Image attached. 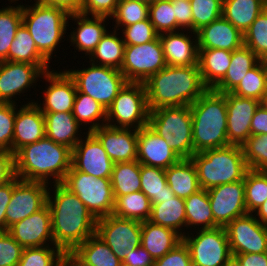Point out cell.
I'll use <instances>...</instances> for the list:
<instances>
[{"instance_id": "cell-57", "label": "cell", "mask_w": 267, "mask_h": 266, "mask_svg": "<svg viewBox=\"0 0 267 266\" xmlns=\"http://www.w3.org/2000/svg\"><path fill=\"white\" fill-rule=\"evenodd\" d=\"M173 7L176 18V32L187 29L193 32V16L189 1H173Z\"/></svg>"}, {"instance_id": "cell-19", "label": "cell", "mask_w": 267, "mask_h": 266, "mask_svg": "<svg viewBox=\"0 0 267 266\" xmlns=\"http://www.w3.org/2000/svg\"><path fill=\"white\" fill-rule=\"evenodd\" d=\"M43 79L48 82L46 90H43V103L36 105L40 108L42 113L53 112H72L77 87L74 79L64 71H46L42 74Z\"/></svg>"}, {"instance_id": "cell-6", "label": "cell", "mask_w": 267, "mask_h": 266, "mask_svg": "<svg viewBox=\"0 0 267 266\" xmlns=\"http://www.w3.org/2000/svg\"><path fill=\"white\" fill-rule=\"evenodd\" d=\"M22 4V24L35 41L38 52L50 63L69 27V13L62 8L43 5L36 0ZM57 47V48H56Z\"/></svg>"}, {"instance_id": "cell-51", "label": "cell", "mask_w": 267, "mask_h": 266, "mask_svg": "<svg viewBox=\"0 0 267 266\" xmlns=\"http://www.w3.org/2000/svg\"><path fill=\"white\" fill-rule=\"evenodd\" d=\"M193 32L222 17L223 0H191Z\"/></svg>"}, {"instance_id": "cell-62", "label": "cell", "mask_w": 267, "mask_h": 266, "mask_svg": "<svg viewBox=\"0 0 267 266\" xmlns=\"http://www.w3.org/2000/svg\"><path fill=\"white\" fill-rule=\"evenodd\" d=\"M241 266H267V252L234 255Z\"/></svg>"}, {"instance_id": "cell-3", "label": "cell", "mask_w": 267, "mask_h": 266, "mask_svg": "<svg viewBox=\"0 0 267 266\" xmlns=\"http://www.w3.org/2000/svg\"><path fill=\"white\" fill-rule=\"evenodd\" d=\"M72 150L48 137L27 144L15 153V172L20 180L62 183L71 168ZM52 177V181L51 180ZM50 182V183H49Z\"/></svg>"}, {"instance_id": "cell-22", "label": "cell", "mask_w": 267, "mask_h": 266, "mask_svg": "<svg viewBox=\"0 0 267 266\" xmlns=\"http://www.w3.org/2000/svg\"><path fill=\"white\" fill-rule=\"evenodd\" d=\"M92 133L102 143L114 163L137 160L138 130L116 128L105 124L94 129Z\"/></svg>"}, {"instance_id": "cell-34", "label": "cell", "mask_w": 267, "mask_h": 266, "mask_svg": "<svg viewBox=\"0 0 267 266\" xmlns=\"http://www.w3.org/2000/svg\"><path fill=\"white\" fill-rule=\"evenodd\" d=\"M265 8L264 0H223L222 16L244 35Z\"/></svg>"}, {"instance_id": "cell-71", "label": "cell", "mask_w": 267, "mask_h": 266, "mask_svg": "<svg viewBox=\"0 0 267 266\" xmlns=\"http://www.w3.org/2000/svg\"><path fill=\"white\" fill-rule=\"evenodd\" d=\"M8 1H9L10 3H14V2L16 3V1H18V0H11V1L8 0Z\"/></svg>"}, {"instance_id": "cell-65", "label": "cell", "mask_w": 267, "mask_h": 266, "mask_svg": "<svg viewBox=\"0 0 267 266\" xmlns=\"http://www.w3.org/2000/svg\"><path fill=\"white\" fill-rule=\"evenodd\" d=\"M5 211L6 209H0V232H7Z\"/></svg>"}, {"instance_id": "cell-5", "label": "cell", "mask_w": 267, "mask_h": 266, "mask_svg": "<svg viewBox=\"0 0 267 266\" xmlns=\"http://www.w3.org/2000/svg\"><path fill=\"white\" fill-rule=\"evenodd\" d=\"M191 160L197 169L199 185L205 190L244 180L249 170L240 145L197 152Z\"/></svg>"}, {"instance_id": "cell-15", "label": "cell", "mask_w": 267, "mask_h": 266, "mask_svg": "<svg viewBox=\"0 0 267 266\" xmlns=\"http://www.w3.org/2000/svg\"><path fill=\"white\" fill-rule=\"evenodd\" d=\"M225 230L233 256L267 252V225L260 223L252 213L235 218Z\"/></svg>"}, {"instance_id": "cell-23", "label": "cell", "mask_w": 267, "mask_h": 266, "mask_svg": "<svg viewBox=\"0 0 267 266\" xmlns=\"http://www.w3.org/2000/svg\"><path fill=\"white\" fill-rule=\"evenodd\" d=\"M16 104L13 133V154L27 144L35 143L46 136L45 118L35 101L20 106Z\"/></svg>"}, {"instance_id": "cell-31", "label": "cell", "mask_w": 267, "mask_h": 266, "mask_svg": "<svg viewBox=\"0 0 267 266\" xmlns=\"http://www.w3.org/2000/svg\"><path fill=\"white\" fill-rule=\"evenodd\" d=\"M167 184L175 196L188 198L201 189L197 169L191 158L180 159L165 169Z\"/></svg>"}, {"instance_id": "cell-17", "label": "cell", "mask_w": 267, "mask_h": 266, "mask_svg": "<svg viewBox=\"0 0 267 266\" xmlns=\"http://www.w3.org/2000/svg\"><path fill=\"white\" fill-rule=\"evenodd\" d=\"M215 227H226L232 220L247 214L244 180L207 190Z\"/></svg>"}, {"instance_id": "cell-60", "label": "cell", "mask_w": 267, "mask_h": 266, "mask_svg": "<svg viewBox=\"0 0 267 266\" xmlns=\"http://www.w3.org/2000/svg\"><path fill=\"white\" fill-rule=\"evenodd\" d=\"M251 135L267 134V110L259 104L250 124Z\"/></svg>"}, {"instance_id": "cell-8", "label": "cell", "mask_w": 267, "mask_h": 266, "mask_svg": "<svg viewBox=\"0 0 267 266\" xmlns=\"http://www.w3.org/2000/svg\"><path fill=\"white\" fill-rule=\"evenodd\" d=\"M149 112L144 83L127 82L106 109V124L139 130L148 125Z\"/></svg>"}, {"instance_id": "cell-12", "label": "cell", "mask_w": 267, "mask_h": 266, "mask_svg": "<svg viewBox=\"0 0 267 266\" xmlns=\"http://www.w3.org/2000/svg\"><path fill=\"white\" fill-rule=\"evenodd\" d=\"M166 66L162 43L158 37L141 45H125L120 71L128 82L144 83Z\"/></svg>"}, {"instance_id": "cell-7", "label": "cell", "mask_w": 267, "mask_h": 266, "mask_svg": "<svg viewBox=\"0 0 267 266\" xmlns=\"http://www.w3.org/2000/svg\"><path fill=\"white\" fill-rule=\"evenodd\" d=\"M148 126L164 138L181 159L193 155V128L190 106L161 107L149 112Z\"/></svg>"}, {"instance_id": "cell-54", "label": "cell", "mask_w": 267, "mask_h": 266, "mask_svg": "<svg viewBox=\"0 0 267 266\" xmlns=\"http://www.w3.org/2000/svg\"><path fill=\"white\" fill-rule=\"evenodd\" d=\"M23 249L8 232H0V266H17Z\"/></svg>"}, {"instance_id": "cell-2", "label": "cell", "mask_w": 267, "mask_h": 266, "mask_svg": "<svg viewBox=\"0 0 267 266\" xmlns=\"http://www.w3.org/2000/svg\"><path fill=\"white\" fill-rule=\"evenodd\" d=\"M144 86L149 111L161 107L190 106L208 88L198 66H169L150 76Z\"/></svg>"}, {"instance_id": "cell-44", "label": "cell", "mask_w": 267, "mask_h": 266, "mask_svg": "<svg viewBox=\"0 0 267 266\" xmlns=\"http://www.w3.org/2000/svg\"><path fill=\"white\" fill-rule=\"evenodd\" d=\"M67 254L56 245L23 249L17 266H65Z\"/></svg>"}, {"instance_id": "cell-37", "label": "cell", "mask_w": 267, "mask_h": 266, "mask_svg": "<svg viewBox=\"0 0 267 266\" xmlns=\"http://www.w3.org/2000/svg\"><path fill=\"white\" fill-rule=\"evenodd\" d=\"M184 200L186 229L189 230L190 228L191 231L192 227H194L193 230L215 228L214 216L210 206L207 190L201 188Z\"/></svg>"}, {"instance_id": "cell-68", "label": "cell", "mask_w": 267, "mask_h": 266, "mask_svg": "<svg viewBox=\"0 0 267 266\" xmlns=\"http://www.w3.org/2000/svg\"><path fill=\"white\" fill-rule=\"evenodd\" d=\"M260 104L267 110V94L264 95Z\"/></svg>"}, {"instance_id": "cell-50", "label": "cell", "mask_w": 267, "mask_h": 266, "mask_svg": "<svg viewBox=\"0 0 267 266\" xmlns=\"http://www.w3.org/2000/svg\"><path fill=\"white\" fill-rule=\"evenodd\" d=\"M241 147L249 169L267 171V134L251 135Z\"/></svg>"}, {"instance_id": "cell-30", "label": "cell", "mask_w": 267, "mask_h": 266, "mask_svg": "<svg viewBox=\"0 0 267 266\" xmlns=\"http://www.w3.org/2000/svg\"><path fill=\"white\" fill-rule=\"evenodd\" d=\"M43 114L45 118L46 137L55 143L67 146L72 150L82 137H84V135L81 136V125L77 122L72 112Z\"/></svg>"}, {"instance_id": "cell-4", "label": "cell", "mask_w": 267, "mask_h": 266, "mask_svg": "<svg viewBox=\"0 0 267 266\" xmlns=\"http://www.w3.org/2000/svg\"><path fill=\"white\" fill-rule=\"evenodd\" d=\"M193 154L231 145L227 139V108L224 93L207 89L190 105Z\"/></svg>"}, {"instance_id": "cell-27", "label": "cell", "mask_w": 267, "mask_h": 266, "mask_svg": "<svg viewBox=\"0 0 267 266\" xmlns=\"http://www.w3.org/2000/svg\"><path fill=\"white\" fill-rule=\"evenodd\" d=\"M71 18V19H70ZM108 17L103 16H89L82 13L70 14L68 21L72 20L76 23V29L70 33V46L73 44L74 49L90 56L93 50L97 47L101 38L107 33ZM106 25V26H105Z\"/></svg>"}, {"instance_id": "cell-16", "label": "cell", "mask_w": 267, "mask_h": 266, "mask_svg": "<svg viewBox=\"0 0 267 266\" xmlns=\"http://www.w3.org/2000/svg\"><path fill=\"white\" fill-rule=\"evenodd\" d=\"M49 185L43 182L13 179V193L6 211L7 231L13 224L39 211L47 204Z\"/></svg>"}, {"instance_id": "cell-14", "label": "cell", "mask_w": 267, "mask_h": 266, "mask_svg": "<svg viewBox=\"0 0 267 266\" xmlns=\"http://www.w3.org/2000/svg\"><path fill=\"white\" fill-rule=\"evenodd\" d=\"M50 65H33L26 62H0V102L14 103L16 96L25 93L51 70ZM34 84V85H33ZM26 90V91H25Z\"/></svg>"}, {"instance_id": "cell-56", "label": "cell", "mask_w": 267, "mask_h": 266, "mask_svg": "<svg viewBox=\"0 0 267 266\" xmlns=\"http://www.w3.org/2000/svg\"><path fill=\"white\" fill-rule=\"evenodd\" d=\"M118 3L119 0H83L80 13L111 18Z\"/></svg>"}, {"instance_id": "cell-49", "label": "cell", "mask_w": 267, "mask_h": 266, "mask_svg": "<svg viewBox=\"0 0 267 266\" xmlns=\"http://www.w3.org/2000/svg\"><path fill=\"white\" fill-rule=\"evenodd\" d=\"M150 22L157 33L176 32V18L171 0H156L149 5Z\"/></svg>"}, {"instance_id": "cell-46", "label": "cell", "mask_w": 267, "mask_h": 266, "mask_svg": "<svg viewBox=\"0 0 267 266\" xmlns=\"http://www.w3.org/2000/svg\"><path fill=\"white\" fill-rule=\"evenodd\" d=\"M231 93L239 97L253 98L261 102L266 94L264 60H260L250 69Z\"/></svg>"}, {"instance_id": "cell-33", "label": "cell", "mask_w": 267, "mask_h": 266, "mask_svg": "<svg viewBox=\"0 0 267 266\" xmlns=\"http://www.w3.org/2000/svg\"><path fill=\"white\" fill-rule=\"evenodd\" d=\"M261 59L248 47L232 51L230 66L224 78L213 88L220 93L232 92Z\"/></svg>"}, {"instance_id": "cell-35", "label": "cell", "mask_w": 267, "mask_h": 266, "mask_svg": "<svg viewBox=\"0 0 267 266\" xmlns=\"http://www.w3.org/2000/svg\"><path fill=\"white\" fill-rule=\"evenodd\" d=\"M151 205L149 221L160 226L171 228L182 237L185 236L186 213L185 200L183 198L175 196L172 199L166 198L164 202L159 204Z\"/></svg>"}, {"instance_id": "cell-67", "label": "cell", "mask_w": 267, "mask_h": 266, "mask_svg": "<svg viewBox=\"0 0 267 266\" xmlns=\"http://www.w3.org/2000/svg\"><path fill=\"white\" fill-rule=\"evenodd\" d=\"M265 90L267 94V60H264Z\"/></svg>"}, {"instance_id": "cell-18", "label": "cell", "mask_w": 267, "mask_h": 266, "mask_svg": "<svg viewBox=\"0 0 267 266\" xmlns=\"http://www.w3.org/2000/svg\"><path fill=\"white\" fill-rule=\"evenodd\" d=\"M83 134H86L85 137L72 149L71 168L96 178L110 179L114 162L92 132Z\"/></svg>"}, {"instance_id": "cell-1", "label": "cell", "mask_w": 267, "mask_h": 266, "mask_svg": "<svg viewBox=\"0 0 267 266\" xmlns=\"http://www.w3.org/2000/svg\"><path fill=\"white\" fill-rule=\"evenodd\" d=\"M50 189L47 205L51 211L54 245L68 255L77 245L96 233L97 219L78 196L62 183L53 184V190Z\"/></svg>"}, {"instance_id": "cell-59", "label": "cell", "mask_w": 267, "mask_h": 266, "mask_svg": "<svg viewBox=\"0 0 267 266\" xmlns=\"http://www.w3.org/2000/svg\"><path fill=\"white\" fill-rule=\"evenodd\" d=\"M155 260L142 246L133 249L122 261L123 266H153Z\"/></svg>"}, {"instance_id": "cell-48", "label": "cell", "mask_w": 267, "mask_h": 266, "mask_svg": "<svg viewBox=\"0 0 267 266\" xmlns=\"http://www.w3.org/2000/svg\"><path fill=\"white\" fill-rule=\"evenodd\" d=\"M244 46L261 60H267V8H265L244 34Z\"/></svg>"}, {"instance_id": "cell-61", "label": "cell", "mask_w": 267, "mask_h": 266, "mask_svg": "<svg viewBox=\"0 0 267 266\" xmlns=\"http://www.w3.org/2000/svg\"><path fill=\"white\" fill-rule=\"evenodd\" d=\"M37 2L52 7L62 8L69 14L80 13L83 0H36Z\"/></svg>"}, {"instance_id": "cell-63", "label": "cell", "mask_w": 267, "mask_h": 266, "mask_svg": "<svg viewBox=\"0 0 267 266\" xmlns=\"http://www.w3.org/2000/svg\"><path fill=\"white\" fill-rule=\"evenodd\" d=\"M13 193V180L0 185V209H6Z\"/></svg>"}, {"instance_id": "cell-25", "label": "cell", "mask_w": 267, "mask_h": 266, "mask_svg": "<svg viewBox=\"0 0 267 266\" xmlns=\"http://www.w3.org/2000/svg\"><path fill=\"white\" fill-rule=\"evenodd\" d=\"M163 33L159 35L162 43L164 58L169 66H198L197 34L189 30ZM193 35L191 37L190 35ZM195 37V38H194ZM195 39V40H194Z\"/></svg>"}, {"instance_id": "cell-32", "label": "cell", "mask_w": 267, "mask_h": 266, "mask_svg": "<svg viewBox=\"0 0 267 266\" xmlns=\"http://www.w3.org/2000/svg\"><path fill=\"white\" fill-rule=\"evenodd\" d=\"M232 52L222 49H198V67L203 83L213 89L225 76Z\"/></svg>"}, {"instance_id": "cell-66", "label": "cell", "mask_w": 267, "mask_h": 266, "mask_svg": "<svg viewBox=\"0 0 267 266\" xmlns=\"http://www.w3.org/2000/svg\"><path fill=\"white\" fill-rule=\"evenodd\" d=\"M223 266H241V264L235 256L231 255Z\"/></svg>"}, {"instance_id": "cell-72", "label": "cell", "mask_w": 267, "mask_h": 266, "mask_svg": "<svg viewBox=\"0 0 267 266\" xmlns=\"http://www.w3.org/2000/svg\"><path fill=\"white\" fill-rule=\"evenodd\" d=\"M171 1H177V0H171ZM180 1H189L190 2L191 0H180Z\"/></svg>"}, {"instance_id": "cell-13", "label": "cell", "mask_w": 267, "mask_h": 266, "mask_svg": "<svg viewBox=\"0 0 267 266\" xmlns=\"http://www.w3.org/2000/svg\"><path fill=\"white\" fill-rule=\"evenodd\" d=\"M96 234L109 246L120 261L141 246V222L113 214L97 219Z\"/></svg>"}, {"instance_id": "cell-55", "label": "cell", "mask_w": 267, "mask_h": 266, "mask_svg": "<svg viewBox=\"0 0 267 266\" xmlns=\"http://www.w3.org/2000/svg\"><path fill=\"white\" fill-rule=\"evenodd\" d=\"M153 266H193L187 245L182 240L163 257L155 260Z\"/></svg>"}, {"instance_id": "cell-24", "label": "cell", "mask_w": 267, "mask_h": 266, "mask_svg": "<svg viewBox=\"0 0 267 266\" xmlns=\"http://www.w3.org/2000/svg\"><path fill=\"white\" fill-rule=\"evenodd\" d=\"M180 159L166 140L148 125L138 130L137 161L140 164L167 169Z\"/></svg>"}, {"instance_id": "cell-29", "label": "cell", "mask_w": 267, "mask_h": 266, "mask_svg": "<svg viewBox=\"0 0 267 266\" xmlns=\"http://www.w3.org/2000/svg\"><path fill=\"white\" fill-rule=\"evenodd\" d=\"M182 241V236L175 230L152 223L141 222V246L154 260H158Z\"/></svg>"}, {"instance_id": "cell-52", "label": "cell", "mask_w": 267, "mask_h": 266, "mask_svg": "<svg viewBox=\"0 0 267 266\" xmlns=\"http://www.w3.org/2000/svg\"><path fill=\"white\" fill-rule=\"evenodd\" d=\"M122 28L121 35L125 45H141L159 37L149 18Z\"/></svg>"}, {"instance_id": "cell-40", "label": "cell", "mask_w": 267, "mask_h": 266, "mask_svg": "<svg viewBox=\"0 0 267 266\" xmlns=\"http://www.w3.org/2000/svg\"><path fill=\"white\" fill-rule=\"evenodd\" d=\"M72 114L81 126L89 125L88 132L105 125L106 108L89 95L77 90ZM102 122V123H101ZM91 123V124H90ZM83 124V125H82Z\"/></svg>"}, {"instance_id": "cell-9", "label": "cell", "mask_w": 267, "mask_h": 266, "mask_svg": "<svg viewBox=\"0 0 267 266\" xmlns=\"http://www.w3.org/2000/svg\"><path fill=\"white\" fill-rule=\"evenodd\" d=\"M62 184L78 196L95 219L113 213L115 199L111 179L96 178L70 168Z\"/></svg>"}, {"instance_id": "cell-43", "label": "cell", "mask_w": 267, "mask_h": 266, "mask_svg": "<svg viewBox=\"0 0 267 266\" xmlns=\"http://www.w3.org/2000/svg\"><path fill=\"white\" fill-rule=\"evenodd\" d=\"M22 24V5L0 9V62L8 61V52L17 29Z\"/></svg>"}, {"instance_id": "cell-38", "label": "cell", "mask_w": 267, "mask_h": 266, "mask_svg": "<svg viewBox=\"0 0 267 266\" xmlns=\"http://www.w3.org/2000/svg\"><path fill=\"white\" fill-rule=\"evenodd\" d=\"M141 164L137 161L114 163L111 185L114 199L141 190Z\"/></svg>"}, {"instance_id": "cell-42", "label": "cell", "mask_w": 267, "mask_h": 266, "mask_svg": "<svg viewBox=\"0 0 267 266\" xmlns=\"http://www.w3.org/2000/svg\"><path fill=\"white\" fill-rule=\"evenodd\" d=\"M8 61L26 62L33 65H50V63L38 52L35 41L21 24L8 52Z\"/></svg>"}, {"instance_id": "cell-28", "label": "cell", "mask_w": 267, "mask_h": 266, "mask_svg": "<svg viewBox=\"0 0 267 266\" xmlns=\"http://www.w3.org/2000/svg\"><path fill=\"white\" fill-rule=\"evenodd\" d=\"M67 260L73 266H122V261L96 233L77 245Z\"/></svg>"}, {"instance_id": "cell-21", "label": "cell", "mask_w": 267, "mask_h": 266, "mask_svg": "<svg viewBox=\"0 0 267 266\" xmlns=\"http://www.w3.org/2000/svg\"><path fill=\"white\" fill-rule=\"evenodd\" d=\"M227 108V139L231 145H242L251 136V120L260 101L224 93Z\"/></svg>"}, {"instance_id": "cell-53", "label": "cell", "mask_w": 267, "mask_h": 266, "mask_svg": "<svg viewBox=\"0 0 267 266\" xmlns=\"http://www.w3.org/2000/svg\"><path fill=\"white\" fill-rule=\"evenodd\" d=\"M16 104L0 102V150L13 153L14 121Z\"/></svg>"}, {"instance_id": "cell-45", "label": "cell", "mask_w": 267, "mask_h": 266, "mask_svg": "<svg viewBox=\"0 0 267 266\" xmlns=\"http://www.w3.org/2000/svg\"><path fill=\"white\" fill-rule=\"evenodd\" d=\"M245 206L252 213L267 200V171L249 169L244 177Z\"/></svg>"}, {"instance_id": "cell-58", "label": "cell", "mask_w": 267, "mask_h": 266, "mask_svg": "<svg viewBox=\"0 0 267 266\" xmlns=\"http://www.w3.org/2000/svg\"><path fill=\"white\" fill-rule=\"evenodd\" d=\"M15 177V154L0 150V185L12 181Z\"/></svg>"}, {"instance_id": "cell-69", "label": "cell", "mask_w": 267, "mask_h": 266, "mask_svg": "<svg viewBox=\"0 0 267 266\" xmlns=\"http://www.w3.org/2000/svg\"><path fill=\"white\" fill-rule=\"evenodd\" d=\"M136 1L143 2V3L150 5L151 3H153L156 0H136Z\"/></svg>"}, {"instance_id": "cell-11", "label": "cell", "mask_w": 267, "mask_h": 266, "mask_svg": "<svg viewBox=\"0 0 267 266\" xmlns=\"http://www.w3.org/2000/svg\"><path fill=\"white\" fill-rule=\"evenodd\" d=\"M187 231L182 240L187 245L193 266H223L231 257L225 227Z\"/></svg>"}, {"instance_id": "cell-10", "label": "cell", "mask_w": 267, "mask_h": 266, "mask_svg": "<svg viewBox=\"0 0 267 266\" xmlns=\"http://www.w3.org/2000/svg\"><path fill=\"white\" fill-rule=\"evenodd\" d=\"M89 64L80 70H65L74 79L79 92L89 95L107 109L128 81L118 69Z\"/></svg>"}, {"instance_id": "cell-36", "label": "cell", "mask_w": 267, "mask_h": 266, "mask_svg": "<svg viewBox=\"0 0 267 266\" xmlns=\"http://www.w3.org/2000/svg\"><path fill=\"white\" fill-rule=\"evenodd\" d=\"M117 30L107 33L101 38L97 47L89 56V63L107 66L120 70L122 67L125 43Z\"/></svg>"}, {"instance_id": "cell-26", "label": "cell", "mask_w": 267, "mask_h": 266, "mask_svg": "<svg viewBox=\"0 0 267 266\" xmlns=\"http://www.w3.org/2000/svg\"><path fill=\"white\" fill-rule=\"evenodd\" d=\"M198 49L234 51L244 45V35L223 16L196 32Z\"/></svg>"}, {"instance_id": "cell-64", "label": "cell", "mask_w": 267, "mask_h": 266, "mask_svg": "<svg viewBox=\"0 0 267 266\" xmlns=\"http://www.w3.org/2000/svg\"><path fill=\"white\" fill-rule=\"evenodd\" d=\"M253 215L260 223L267 225V200L253 212Z\"/></svg>"}, {"instance_id": "cell-41", "label": "cell", "mask_w": 267, "mask_h": 266, "mask_svg": "<svg viewBox=\"0 0 267 266\" xmlns=\"http://www.w3.org/2000/svg\"><path fill=\"white\" fill-rule=\"evenodd\" d=\"M151 208L150 199L140 190L117 197L112 214L120 218L143 222L149 220Z\"/></svg>"}, {"instance_id": "cell-39", "label": "cell", "mask_w": 267, "mask_h": 266, "mask_svg": "<svg viewBox=\"0 0 267 266\" xmlns=\"http://www.w3.org/2000/svg\"><path fill=\"white\" fill-rule=\"evenodd\" d=\"M141 191L150 199L151 204L174 198L175 194L167 184L165 169L141 164Z\"/></svg>"}, {"instance_id": "cell-47", "label": "cell", "mask_w": 267, "mask_h": 266, "mask_svg": "<svg viewBox=\"0 0 267 266\" xmlns=\"http://www.w3.org/2000/svg\"><path fill=\"white\" fill-rule=\"evenodd\" d=\"M149 5L136 0H119L111 19L115 20V30L148 19ZM120 27V28H119Z\"/></svg>"}, {"instance_id": "cell-20", "label": "cell", "mask_w": 267, "mask_h": 266, "mask_svg": "<svg viewBox=\"0 0 267 266\" xmlns=\"http://www.w3.org/2000/svg\"><path fill=\"white\" fill-rule=\"evenodd\" d=\"M23 248L54 245L51 211L46 204L39 211L13 224L7 231Z\"/></svg>"}, {"instance_id": "cell-70", "label": "cell", "mask_w": 267, "mask_h": 266, "mask_svg": "<svg viewBox=\"0 0 267 266\" xmlns=\"http://www.w3.org/2000/svg\"><path fill=\"white\" fill-rule=\"evenodd\" d=\"M65 266H73V265L67 260Z\"/></svg>"}]
</instances>
